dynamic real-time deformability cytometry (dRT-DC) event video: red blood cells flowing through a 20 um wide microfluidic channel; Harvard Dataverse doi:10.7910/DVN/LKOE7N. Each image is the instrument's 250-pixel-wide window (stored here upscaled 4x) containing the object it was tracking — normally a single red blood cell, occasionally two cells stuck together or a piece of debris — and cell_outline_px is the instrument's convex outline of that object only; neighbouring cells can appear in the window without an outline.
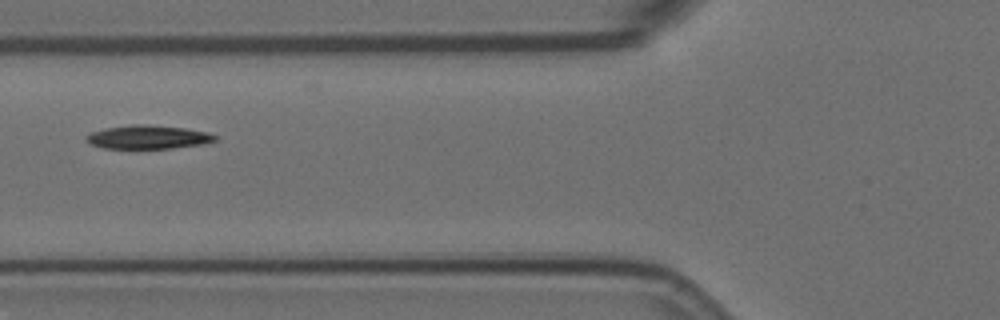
{"species": "Egyptian fruit bat (a non-hibernating species)", "species_latin": "Rousettus aegyptiacus", "temperature_condition": "room temperature", "stored_images_in_passage": 4, "camera_frame_rate_fps": 3000, "um_per_image_px": 0.085, "animal": {"sex": "female"}, "frame": {"image": 1, "passage_image": 3, "time_ms": 0.667, "image_size_px": [1000, 320], "cell_outline_px": [[220, 136], [216, 140], [204, 144], [172, 148], [104, 148], [92, 144], [84, 140], [84, 136], [92, 132], [104, 128], [132, 124], [144, 124], [184, 128], [208, 132]], "centroid_in_image_um": [12.6, 11.65], "position_along_channel_um": 113.2, "area_um2": 17.8}}
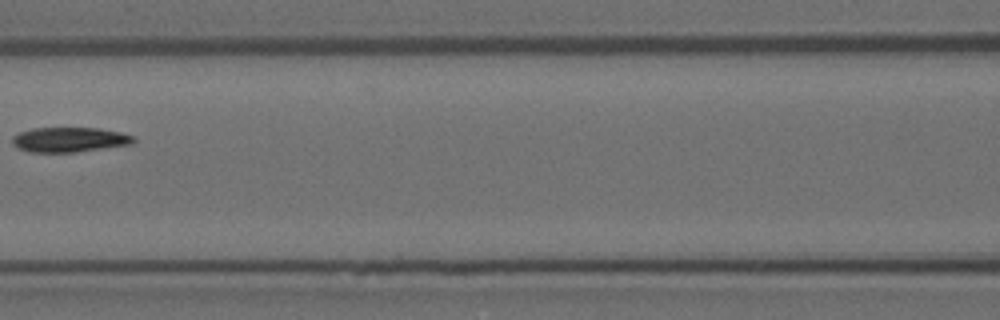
{"frame": {"image": 2, "passage_image": 4, "time_ms": 1.0, "image_size_px": [1000, 320], "cell_outline_px": [[136, 140], [132, 144], [76, 152], [28, 152], [16, 148], [12, 144], [12, 136], [20, 132], [32, 128], [100, 128], [120, 132], [136, 136]], "centroid_in_image_um": [5.9, 11.87], "position_along_channel_um": 160.7, "area_um2": 17.74}}